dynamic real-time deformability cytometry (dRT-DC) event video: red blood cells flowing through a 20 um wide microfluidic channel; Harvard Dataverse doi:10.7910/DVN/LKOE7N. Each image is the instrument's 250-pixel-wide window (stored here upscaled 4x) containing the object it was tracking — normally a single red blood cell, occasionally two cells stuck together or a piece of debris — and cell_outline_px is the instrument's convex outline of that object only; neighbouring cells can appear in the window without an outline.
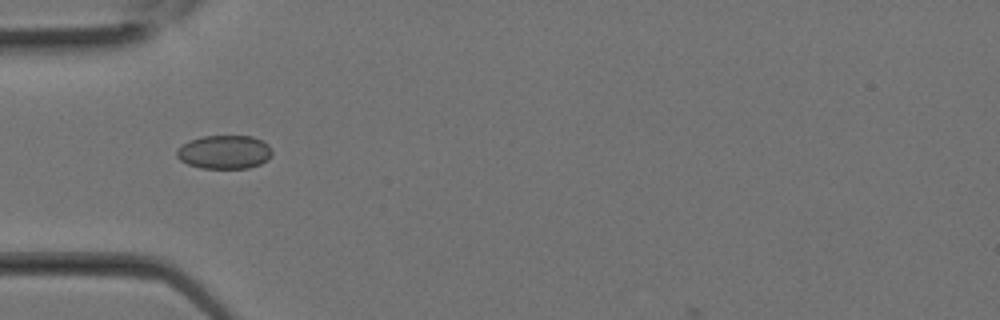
{"species": "Egyptian fruit bat (a non-hibernating species)", "species_latin": "Rousettus aegyptiacus", "temperature_condition": "room temperature", "stored_images_in_passage": 7, "camera_frame_rate_fps": 3000, "um_per_image_px": 0.085, "animal": {"sex": "female"}, "frame": {"image": 1, "passage_image": 1, "time_ms": 0.0, "image_size_px": [1000, 320], "cell_outline_px": [[272, 156], [268, 160], [260, 164], [248, 168], [200, 168], [188, 164], [180, 160], [176, 156], [176, 148], [192, 140], [204, 136], [252, 136], [268, 144], [272, 148]], "centroid_in_image_um": [19.09, 12.93], "position_along_channel_um": 65.9, "area_um2": 18.73}}
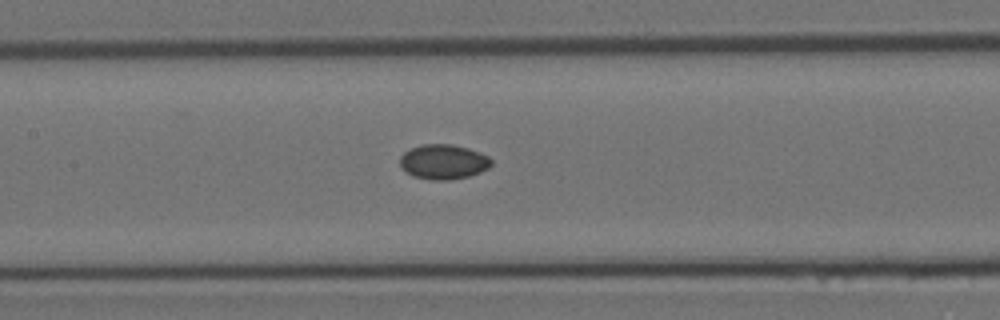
{"frame": {"image": 2, "passage_image": 5, "time_ms": 1.333, "image_size_px": [1000, 320], "cell_outline_px": [[492, 164], [488, 168], [480, 172], [468, 176], [452, 180], [432, 180], [412, 176], [400, 168], [400, 156], [404, 152], [420, 144], [452, 144], [468, 148], [480, 152], [488, 156], [492, 160]], "centroid_in_image_um": [37.68, 13.75], "position_along_channel_um": 169.7, "area_um2": 18.73}}
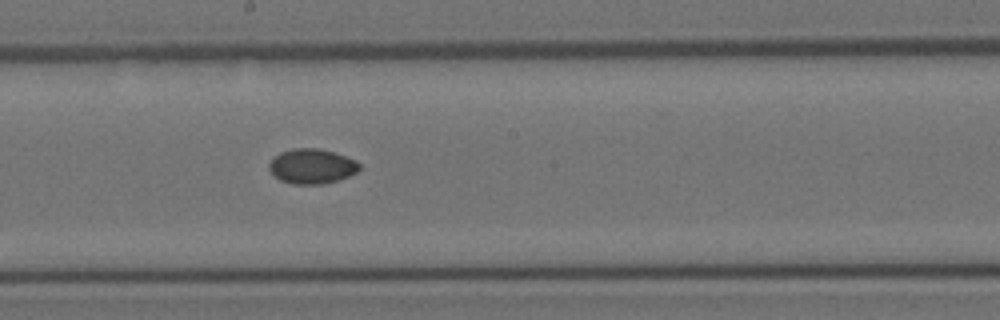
{"frame": {"image": 3, "passage_image": 7, "time_ms": 2.0, "image_size_px": [1000, 320], "cell_outline_px": [[360, 168], [356, 172], [348, 176], [324, 184], [292, 184], [280, 180], [268, 168], [268, 164], [272, 156], [280, 152], [292, 148], [316, 148], [332, 152], [356, 160], [360, 164]], "centroid_in_image_um": [26.47, 14.12], "position_along_channel_um": 221.7, "area_um2": 18.32}}